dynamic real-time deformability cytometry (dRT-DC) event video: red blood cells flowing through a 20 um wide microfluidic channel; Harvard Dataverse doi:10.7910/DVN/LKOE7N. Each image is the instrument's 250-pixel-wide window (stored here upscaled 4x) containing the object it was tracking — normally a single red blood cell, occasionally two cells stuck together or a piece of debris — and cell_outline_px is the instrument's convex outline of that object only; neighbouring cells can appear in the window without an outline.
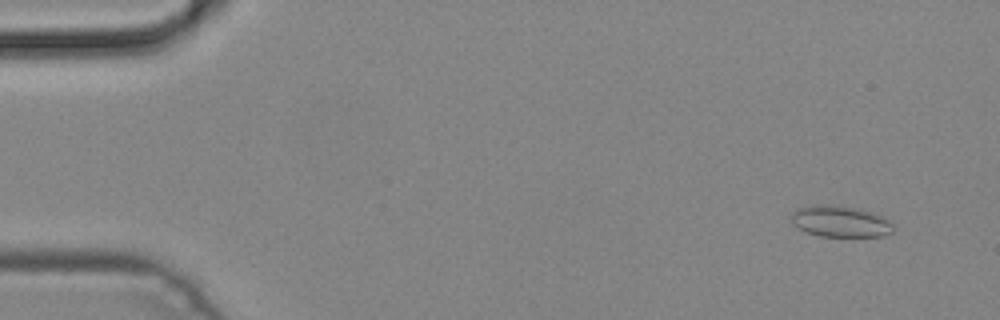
{"species": "common noctule bat (a hibernating species)", "species_latin": "Nyctalus noctula", "temperature_condition": "cold", "stored_images_in_passage": 5, "camera_frame_rate_fps": 3000, "um_per_image_px": 0.085, "animal": {"sex": "male", "body_mass_g": 19.2, "forearm_length_mm": 51.8}, "frame": {"image": 1, "passage_image": 2, "time_ms": 0.333, "image_size_px": [1000, 320], "cell_outline_px": [[892, 232], [884, 236], [820, 236], [804, 232], [792, 224], [792, 212], [796, 208], [812, 204], [820, 204], [852, 208], [876, 212], [888, 220], [892, 224]], "centroid_in_image_um": [71.39, 18.82], "position_along_channel_um": 13.6, "area_um2": 18.61}}